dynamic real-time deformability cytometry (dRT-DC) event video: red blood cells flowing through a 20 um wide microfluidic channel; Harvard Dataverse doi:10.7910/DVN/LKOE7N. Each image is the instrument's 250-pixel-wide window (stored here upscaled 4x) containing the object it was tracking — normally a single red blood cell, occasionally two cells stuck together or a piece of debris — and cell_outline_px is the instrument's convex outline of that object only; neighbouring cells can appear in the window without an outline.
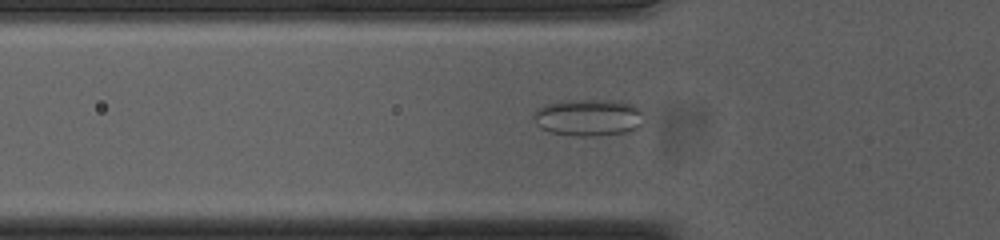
{"species": "common noctule bat (a hibernating species)", "species_latin": "Nyctalus noctula", "temperature_condition": "cold", "stored_images_in_passage": 55, "camera_frame_rate_fps": 3000, "um_per_image_px": 0.085, "animal": {"sex": "female", "body_mass_g": 23.0, "forearm_length_mm": 53.4}, "frame": {"image": 1, "passage_image": 18, "time_ms": 5.667, "image_size_px": [1000, 240], "cell_outline_px": [[644, 120], [632, 132], [600, 136], [576, 136], [548, 132], [540, 128], [532, 120], [532, 116], [540, 108], [548, 104], [576, 100], [620, 100], [636, 104]], "centroid_in_image_um": [50.06, 10.01], "position_along_channel_um": 75.7, "area_um2": 23.99}}
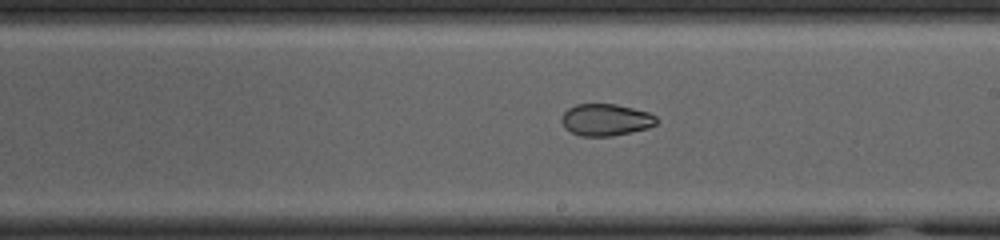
{"frame": {"image": 2, "passage_image": 31, "time_ms": 10.0, "image_size_px": [1000, 240], "cell_outline_px": [[656, 124], [648, 128], [612, 136], [580, 136], [564, 128], [560, 120], [564, 112], [568, 108], [576, 104], [616, 104], [648, 112], [656, 116]], "centroid_in_image_um": [51.46, 10.18], "position_along_channel_um": 237.5, "area_um2": 17.63}}
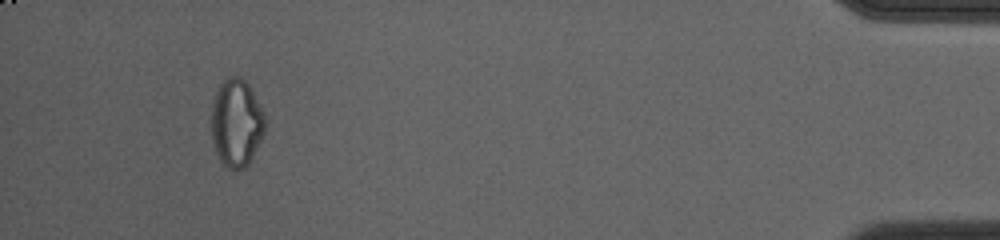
{"frame": {"image": 3, "passage_image": 51, "time_ms": 16.667, "image_size_px": [1000, 240], "cell_outline_px": [[264, 132], [248, 164], [244, 168], [228, 168], [220, 160], [216, 152], [212, 136], [212, 104], [216, 92], [220, 84], [228, 76], [240, 76], [248, 84], [264, 116]], "centroid_in_image_um": [20.07, 10.43], "position_along_channel_um": 415.1, "area_um2": 26.7}, "authors_computed_cell_mechanics": {"area_um2": 24.3338, "velocity_mm_per_s": 3.7205, "shape_relaxation_time_tau1_ms": null, "shape_relaxation_time_tau2_ms": 3.1087, "deformation_change_tau1": null, "deformation_change_tau2": 0.0644}}